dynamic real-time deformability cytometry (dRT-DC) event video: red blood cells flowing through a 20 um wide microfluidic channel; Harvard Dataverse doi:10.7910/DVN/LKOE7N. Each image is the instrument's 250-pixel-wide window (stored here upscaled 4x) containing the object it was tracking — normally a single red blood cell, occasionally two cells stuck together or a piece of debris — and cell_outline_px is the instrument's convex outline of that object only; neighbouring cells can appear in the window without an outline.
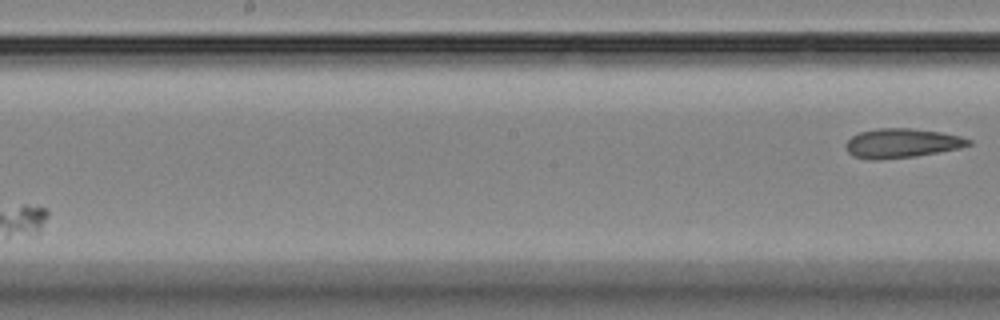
{"species": "Egyptian fruit bat (a non-hibernating species)", "species_latin": "Rousettus aegyptiacus", "temperature_condition": "room temperature", "stored_images_in_passage": 9, "camera_frame_rate_fps": 3000, "um_per_image_px": 0.085, "animal": {"sex": "female"}, "frame": {"image": 1, "passage_image": 9, "time_ms": 10.0, "image_size_px": [1000, 320], "cell_outline_px": [[972, 144], [960, 148], [916, 156], [880, 160], [868, 160], [852, 156], [848, 152], [844, 144], [852, 136], [860, 132], [876, 128], [912, 128], [940, 132], [960, 136], [972, 140]], "centroid_in_image_um": [76.63, 12.18], "position_along_channel_um": 171.6, "area_um2": 21.15}}